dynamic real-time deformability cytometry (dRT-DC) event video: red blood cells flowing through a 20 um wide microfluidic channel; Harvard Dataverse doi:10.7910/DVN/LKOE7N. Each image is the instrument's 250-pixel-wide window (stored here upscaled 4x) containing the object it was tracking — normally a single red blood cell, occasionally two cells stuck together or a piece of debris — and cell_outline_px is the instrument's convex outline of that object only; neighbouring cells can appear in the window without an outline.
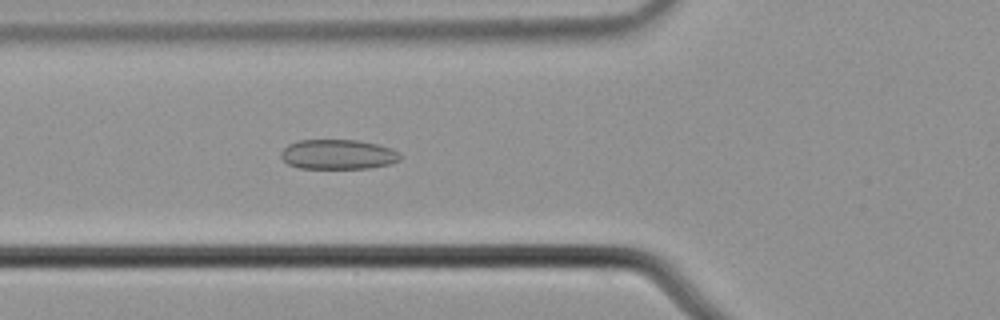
{"species": "common noctule bat (a hibernating species)", "species_latin": "Nyctalus noctula", "temperature_condition": "cold", "stored_images_in_passage": 5, "camera_frame_rate_fps": 3000, "um_per_image_px": 0.085, "animal": {"sex": "male", "body_mass_g": 21.5, "forearm_length_mm": 52.0}, "frame": {"image": 1, "passage_image": 5, "time_ms": 1.333, "image_size_px": [1000, 320], "cell_outline_px": [[400, 160], [388, 164], [368, 168], [300, 168], [288, 164], [280, 156], [280, 152], [288, 144], [300, 140], [356, 140], [376, 144], [392, 148], [400, 152]], "centroid_in_image_um": [28.72, 13.12], "position_along_channel_um": 97.1, "area_um2": 20.63}}